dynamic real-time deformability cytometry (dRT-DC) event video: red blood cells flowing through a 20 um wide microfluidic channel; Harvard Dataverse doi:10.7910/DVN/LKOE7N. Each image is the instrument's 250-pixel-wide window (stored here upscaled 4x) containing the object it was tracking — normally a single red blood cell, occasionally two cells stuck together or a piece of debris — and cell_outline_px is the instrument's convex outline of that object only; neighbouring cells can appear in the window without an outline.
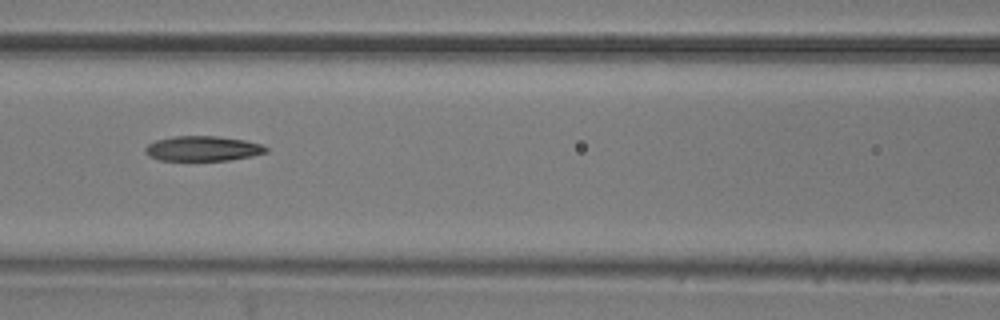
{"species": "common noctule bat (a hibernating species)", "species_latin": "Nyctalus noctula", "temperature_condition": "room temperature", "stored_images_in_passage": 9, "camera_frame_rate_fps": 3000, "um_per_image_px": 0.085, "animal": {"sex": "male", "body_mass_g": 20.5, "forearm_length_mm": 52.5}, "frame": {"image": 1, "passage_image": 6, "time_ms": 1.667, "image_size_px": [1000, 320], "cell_outline_px": [[268, 152], [252, 156], [228, 160], [160, 160], [148, 156], [144, 152], [144, 148], [148, 144], [156, 140], [172, 136], [216, 136], [244, 140], [260, 144], [268, 148]], "centroid_in_image_um": [17.21, 12.62], "position_along_channel_um": 149.4, "area_um2": 17.57}}
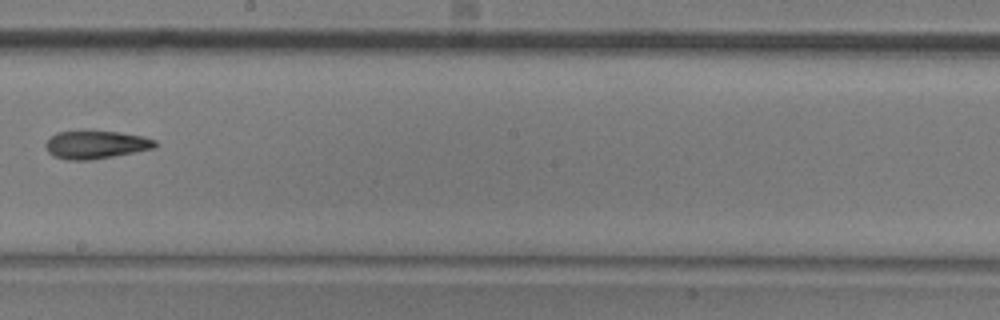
{"frame": {"image": 2, "passage_image": 8, "time_ms": 2.333, "image_size_px": [1000, 320], "cell_outline_px": [[160, 144], [156, 148], [112, 156], [88, 160], [64, 160], [52, 156], [48, 152], [44, 144], [56, 132], [116, 132], [144, 136], [156, 140]], "centroid_in_image_um": [8.17, 12.31], "position_along_channel_um": 240.0, "area_um2": 17.74}}
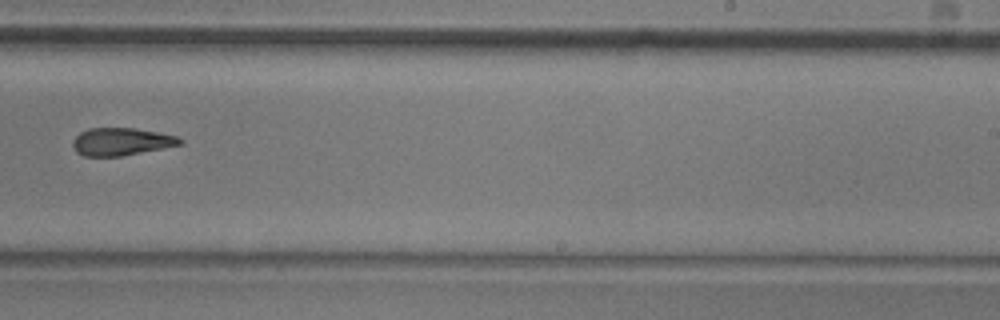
{"frame": {"image": 3, "passage_image": 9, "time_ms": 2.667, "image_size_px": [1000, 320], "cell_outline_px": [[184, 144], [120, 156], [84, 156], [76, 152], [72, 144], [72, 140], [80, 132], [88, 128], [136, 128], [176, 136], [184, 140]], "centroid_in_image_um": [10.29, 12.03], "position_along_channel_um": 278.7, "area_um2": 17.22}}